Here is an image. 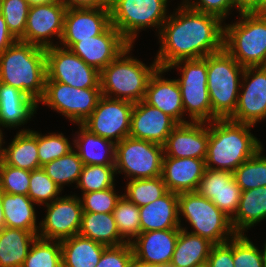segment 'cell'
<instances>
[{
    "mask_svg": "<svg viewBox=\"0 0 266 267\" xmlns=\"http://www.w3.org/2000/svg\"><path fill=\"white\" fill-rule=\"evenodd\" d=\"M213 14L197 12L183 2L162 25L155 60L168 68L181 60L204 58L223 49L224 24Z\"/></svg>",
    "mask_w": 266,
    "mask_h": 267,
    "instance_id": "6da1fadb",
    "label": "cell"
},
{
    "mask_svg": "<svg viewBox=\"0 0 266 267\" xmlns=\"http://www.w3.org/2000/svg\"><path fill=\"white\" fill-rule=\"evenodd\" d=\"M254 125L230 119H216L208 123L207 169L233 172L251 158L263 145L253 134Z\"/></svg>",
    "mask_w": 266,
    "mask_h": 267,
    "instance_id": "7a4b0ae2",
    "label": "cell"
},
{
    "mask_svg": "<svg viewBox=\"0 0 266 267\" xmlns=\"http://www.w3.org/2000/svg\"><path fill=\"white\" fill-rule=\"evenodd\" d=\"M45 48L17 40L0 54V82L38 102L45 89Z\"/></svg>",
    "mask_w": 266,
    "mask_h": 267,
    "instance_id": "3957f363",
    "label": "cell"
},
{
    "mask_svg": "<svg viewBox=\"0 0 266 267\" xmlns=\"http://www.w3.org/2000/svg\"><path fill=\"white\" fill-rule=\"evenodd\" d=\"M129 45L111 63L100 71L102 96L133 103L144 100L148 82L159 68L155 58L149 66L132 57Z\"/></svg>",
    "mask_w": 266,
    "mask_h": 267,
    "instance_id": "277c9868",
    "label": "cell"
},
{
    "mask_svg": "<svg viewBox=\"0 0 266 267\" xmlns=\"http://www.w3.org/2000/svg\"><path fill=\"white\" fill-rule=\"evenodd\" d=\"M244 69L224 48L207 56L212 121L228 119L235 112Z\"/></svg>",
    "mask_w": 266,
    "mask_h": 267,
    "instance_id": "5b68a950",
    "label": "cell"
},
{
    "mask_svg": "<svg viewBox=\"0 0 266 267\" xmlns=\"http://www.w3.org/2000/svg\"><path fill=\"white\" fill-rule=\"evenodd\" d=\"M224 25L223 48L244 68L266 66V16L239 13Z\"/></svg>",
    "mask_w": 266,
    "mask_h": 267,
    "instance_id": "8992f818",
    "label": "cell"
},
{
    "mask_svg": "<svg viewBox=\"0 0 266 267\" xmlns=\"http://www.w3.org/2000/svg\"><path fill=\"white\" fill-rule=\"evenodd\" d=\"M178 211L180 226V216H183L193 229L189 233L206 238L214 245L226 243L236 234L231 219L197 191L178 194Z\"/></svg>",
    "mask_w": 266,
    "mask_h": 267,
    "instance_id": "52a82bcc",
    "label": "cell"
},
{
    "mask_svg": "<svg viewBox=\"0 0 266 267\" xmlns=\"http://www.w3.org/2000/svg\"><path fill=\"white\" fill-rule=\"evenodd\" d=\"M168 2L169 0H112L111 24L133 45L139 31L147 27H154L160 33L169 16Z\"/></svg>",
    "mask_w": 266,
    "mask_h": 267,
    "instance_id": "ba28073f",
    "label": "cell"
},
{
    "mask_svg": "<svg viewBox=\"0 0 266 267\" xmlns=\"http://www.w3.org/2000/svg\"><path fill=\"white\" fill-rule=\"evenodd\" d=\"M179 69L176 79L180 90L185 115L190 122L212 121V107L207 87V56L199 59L181 60L166 68ZM187 112V113H186Z\"/></svg>",
    "mask_w": 266,
    "mask_h": 267,
    "instance_id": "9c48e42d",
    "label": "cell"
},
{
    "mask_svg": "<svg viewBox=\"0 0 266 267\" xmlns=\"http://www.w3.org/2000/svg\"><path fill=\"white\" fill-rule=\"evenodd\" d=\"M162 145L127 136L116 143V175L124 173L130 180L162 176Z\"/></svg>",
    "mask_w": 266,
    "mask_h": 267,
    "instance_id": "30bf717a",
    "label": "cell"
},
{
    "mask_svg": "<svg viewBox=\"0 0 266 267\" xmlns=\"http://www.w3.org/2000/svg\"><path fill=\"white\" fill-rule=\"evenodd\" d=\"M102 91L100 88H75L56 81H46L44 94L38 101L71 122L82 124L96 108Z\"/></svg>",
    "mask_w": 266,
    "mask_h": 267,
    "instance_id": "8fae6325",
    "label": "cell"
},
{
    "mask_svg": "<svg viewBox=\"0 0 266 267\" xmlns=\"http://www.w3.org/2000/svg\"><path fill=\"white\" fill-rule=\"evenodd\" d=\"M46 51V81L75 88H100V72L89 66L70 49L52 46Z\"/></svg>",
    "mask_w": 266,
    "mask_h": 267,
    "instance_id": "7c38bea8",
    "label": "cell"
},
{
    "mask_svg": "<svg viewBox=\"0 0 266 267\" xmlns=\"http://www.w3.org/2000/svg\"><path fill=\"white\" fill-rule=\"evenodd\" d=\"M133 107V102L102 96L82 125L93 134L119 143L129 136Z\"/></svg>",
    "mask_w": 266,
    "mask_h": 267,
    "instance_id": "4fadbf2b",
    "label": "cell"
},
{
    "mask_svg": "<svg viewBox=\"0 0 266 267\" xmlns=\"http://www.w3.org/2000/svg\"><path fill=\"white\" fill-rule=\"evenodd\" d=\"M44 206L47 211L39 222L38 237L62 241L79 234L83 209L77 195H64Z\"/></svg>",
    "mask_w": 266,
    "mask_h": 267,
    "instance_id": "5bb4252c",
    "label": "cell"
},
{
    "mask_svg": "<svg viewBox=\"0 0 266 267\" xmlns=\"http://www.w3.org/2000/svg\"><path fill=\"white\" fill-rule=\"evenodd\" d=\"M66 10L59 0L30 5L25 32L19 40L45 49L58 46L51 39L57 36L61 41Z\"/></svg>",
    "mask_w": 266,
    "mask_h": 267,
    "instance_id": "9a60e30c",
    "label": "cell"
},
{
    "mask_svg": "<svg viewBox=\"0 0 266 267\" xmlns=\"http://www.w3.org/2000/svg\"><path fill=\"white\" fill-rule=\"evenodd\" d=\"M235 112L228 118L254 125L266 119V66L246 67Z\"/></svg>",
    "mask_w": 266,
    "mask_h": 267,
    "instance_id": "2e32d148",
    "label": "cell"
},
{
    "mask_svg": "<svg viewBox=\"0 0 266 267\" xmlns=\"http://www.w3.org/2000/svg\"><path fill=\"white\" fill-rule=\"evenodd\" d=\"M110 25V8H67L59 46L70 49L76 42L102 34Z\"/></svg>",
    "mask_w": 266,
    "mask_h": 267,
    "instance_id": "e0dca14e",
    "label": "cell"
},
{
    "mask_svg": "<svg viewBox=\"0 0 266 267\" xmlns=\"http://www.w3.org/2000/svg\"><path fill=\"white\" fill-rule=\"evenodd\" d=\"M129 45L111 24L102 34L76 42L70 50L100 72Z\"/></svg>",
    "mask_w": 266,
    "mask_h": 267,
    "instance_id": "ac0fdd59",
    "label": "cell"
},
{
    "mask_svg": "<svg viewBox=\"0 0 266 267\" xmlns=\"http://www.w3.org/2000/svg\"><path fill=\"white\" fill-rule=\"evenodd\" d=\"M177 125L172 117L142 100L134 103L129 136L163 146Z\"/></svg>",
    "mask_w": 266,
    "mask_h": 267,
    "instance_id": "d6986e66",
    "label": "cell"
},
{
    "mask_svg": "<svg viewBox=\"0 0 266 267\" xmlns=\"http://www.w3.org/2000/svg\"><path fill=\"white\" fill-rule=\"evenodd\" d=\"M180 229L141 232L131 242L134 263L170 265Z\"/></svg>",
    "mask_w": 266,
    "mask_h": 267,
    "instance_id": "ffe728a7",
    "label": "cell"
},
{
    "mask_svg": "<svg viewBox=\"0 0 266 267\" xmlns=\"http://www.w3.org/2000/svg\"><path fill=\"white\" fill-rule=\"evenodd\" d=\"M208 123L178 124L163 145L164 157L206 159Z\"/></svg>",
    "mask_w": 266,
    "mask_h": 267,
    "instance_id": "44dd1931",
    "label": "cell"
},
{
    "mask_svg": "<svg viewBox=\"0 0 266 267\" xmlns=\"http://www.w3.org/2000/svg\"><path fill=\"white\" fill-rule=\"evenodd\" d=\"M164 68H158L151 76L144 101L172 117L178 124L188 123L182 103L181 90L176 79H165ZM185 119V120H184Z\"/></svg>",
    "mask_w": 266,
    "mask_h": 267,
    "instance_id": "7402d4cb",
    "label": "cell"
},
{
    "mask_svg": "<svg viewBox=\"0 0 266 267\" xmlns=\"http://www.w3.org/2000/svg\"><path fill=\"white\" fill-rule=\"evenodd\" d=\"M205 170L204 159L163 157V181L176 194L197 191Z\"/></svg>",
    "mask_w": 266,
    "mask_h": 267,
    "instance_id": "603a6c76",
    "label": "cell"
},
{
    "mask_svg": "<svg viewBox=\"0 0 266 267\" xmlns=\"http://www.w3.org/2000/svg\"><path fill=\"white\" fill-rule=\"evenodd\" d=\"M37 105L24 92L0 82V127H21L34 116Z\"/></svg>",
    "mask_w": 266,
    "mask_h": 267,
    "instance_id": "cb8c5ba5",
    "label": "cell"
},
{
    "mask_svg": "<svg viewBox=\"0 0 266 267\" xmlns=\"http://www.w3.org/2000/svg\"><path fill=\"white\" fill-rule=\"evenodd\" d=\"M141 232L180 229L178 194L167 191L162 197L139 207Z\"/></svg>",
    "mask_w": 266,
    "mask_h": 267,
    "instance_id": "d4e9b609",
    "label": "cell"
},
{
    "mask_svg": "<svg viewBox=\"0 0 266 267\" xmlns=\"http://www.w3.org/2000/svg\"><path fill=\"white\" fill-rule=\"evenodd\" d=\"M78 126L79 131L72 144L83 165H115L116 144L91 133L82 124Z\"/></svg>",
    "mask_w": 266,
    "mask_h": 267,
    "instance_id": "484cf974",
    "label": "cell"
},
{
    "mask_svg": "<svg viewBox=\"0 0 266 267\" xmlns=\"http://www.w3.org/2000/svg\"><path fill=\"white\" fill-rule=\"evenodd\" d=\"M214 244L180 226L170 267H205Z\"/></svg>",
    "mask_w": 266,
    "mask_h": 267,
    "instance_id": "4316f807",
    "label": "cell"
},
{
    "mask_svg": "<svg viewBox=\"0 0 266 267\" xmlns=\"http://www.w3.org/2000/svg\"><path fill=\"white\" fill-rule=\"evenodd\" d=\"M266 219V186L241 192L239 207L231 225L236 234H244Z\"/></svg>",
    "mask_w": 266,
    "mask_h": 267,
    "instance_id": "83f0119b",
    "label": "cell"
},
{
    "mask_svg": "<svg viewBox=\"0 0 266 267\" xmlns=\"http://www.w3.org/2000/svg\"><path fill=\"white\" fill-rule=\"evenodd\" d=\"M60 242L62 267H95L107 247L79 234Z\"/></svg>",
    "mask_w": 266,
    "mask_h": 267,
    "instance_id": "f1b7e54d",
    "label": "cell"
},
{
    "mask_svg": "<svg viewBox=\"0 0 266 267\" xmlns=\"http://www.w3.org/2000/svg\"><path fill=\"white\" fill-rule=\"evenodd\" d=\"M4 163L32 171L41 168L38 158L37 131L21 129L4 152Z\"/></svg>",
    "mask_w": 266,
    "mask_h": 267,
    "instance_id": "f546056e",
    "label": "cell"
},
{
    "mask_svg": "<svg viewBox=\"0 0 266 267\" xmlns=\"http://www.w3.org/2000/svg\"><path fill=\"white\" fill-rule=\"evenodd\" d=\"M35 204L29 196L2 192L5 227L38 233Z\"/></svg>",
    "mask_w": 266,
    "mask_h": 267,
    "instance_id": "4dcf8cb0",
    "label": "cell"
},
{
    "mask_svg": "<svg viewBox=\"0 0 266 267\" xmlns=\"http://www.w3.org/2000/svg\"><path fill=\"white\" fill-rule=\"evenodd\" d=\"M38 236L23 229L0 230V267H22L31 244Z\"/></svg>",
    "mask_w": 266,
    "mask_h": 267,
    "instance_id": "1f68e13d",
    "label": "cell"
},
{
    "mask_svg": "<svg viewBox=\"0 0 266 267\" xmlns=\"http://www.w3.org/2000/svg\"><path fill=\"white\" fill-rule=\"evenodd\" d=\"M79 235L106 246L127 243L120 235L112 213L83 212Z\"/></svg>",
    "mask_w": 266,
    "mask_h": 267,
    "instance_id": "d6a6232c",
    "label": "cell"
},
{
    "mask_svg": "<svg viewBox=\"0 0 266 267\" xmlns=\"http://www.w3.org/2000/svg\"><path fill=\"white\" fill-rule=\"evenodd\" d=\"M83 162L75 151L61 156L42 166L44 172L63 190L64 185L75 183L77 185L82 172Z\"/></svg>",
    "mask_w": 266,
    "mask_h": 267,
    "instance_id": "836d02e7",
    "label": "cell"
},
{
    "mask_svg": "<svg viewBox=\"0 0 266 267\" xmlns=\"http://www.w3.org/2000/svg\"><path fill=\"white\" fill-rule=\"evenodd\" d=\"M233 177L241 191L266 186V155H263V147L240 164L233 171Z\"/></svg>",
    "mask_w": 266,
    "mask_h": 267,
    "instance_id": "e575fe53",
    "label": "cell"
},
{
    "mask_svg": "<svg viewBox=\"0 0 266 267\" xmlns=\"http://www.w3.org/2000/svg\"><path fill=\"white\" fill-rule=\"evenodd\" d=\"M22 267H62L61 242L37 236Z\"/></svg>",
    "mask_w": 266,
    "mask_h": 267,
    "instance_id": "d590c367",
    "label": "cell"
},
{
    "mask_svg": "<svg viewBox=\"0 0 266 267\" xmlns=\"http://www.w3.org/2000/svg\"><path fill=\"white\" fill-rule=\"evenodd\" d=\"M128 181L125 193L122 195L138 207L148 205L168 191L162 176Z\"/></svg>",
    "mask_w": 266,
    "mask_h": 267,
    "instance_id": "8d00e7d4",
    "label": "cell"
},
{
    "mask_svg": "<svg viewBox=\"0 0 266 267\" xmlns=\"http://www.w3.org/2000/svg\"><path fill=\"white\" fill-rule=\"evenodd\" d=\"M115 165H83L76 188L82 194L115 186Z\"/></svg>",
    "mask_w": 266,
    "mask_h": 267,
    "instance_id": "74e56055",
    "label": "cell"
},
{
    "mask_svg": "<svg viewBox=\"0 0 266 267\" xmlns=\"http://www.w3.org/2000/svg\"><path fill=\"white\" fill-rule=\"evenodd\" d=\"M120 235L131 242L141 233L139 207L121 196L112 212Z\"/></svg>",
    "mask_w": 266,
    "mask_h": 267,
    "instance_id": "f35d334b",
    "label": "cell"
},
{
    "mask_svg": "<svg viewBox=\"0 0 266 267\" xmlns=\"http://www.w3.org/2000/svg\"><path fill=\"white\" fill-rule=\"evenodd\" d=\"M61 188L41 168L30 171L28 196L37 205L51 203L61 197Z\"/></svg>",
    "mask_w": 266,
    "mask_h": 267,
    "instance_id": "ab89813d",
    "label": "cell"
},
{
    "mask_svg": "<svg viewBox=\"0 0 266 267\" xmlns=\"http://www.w3.org/2000/svg\"><path fill=\"white\" fill-rule=\"evenodd\" d=\"M37 147L41 167L48 162L67 155L74 149L70 140L63 133L55 132L48 133V135H42V133L37 132Z\"/></svg>",
    "mask_w": 266,
    "mask_h": 267,
    "instance_id": "60d3db41",
    "label": "cell"
},
{
    "mask_svg": "<svg viewBox=\"0 0 266 267\" xmlns=\"http://www.w3.org/2000/svg\"><path fill=\"white\" fill-rule=\"evenodd\" d=\"M29 8L27 0H0V12L17 40L24 35Z\"/></svg>",
    "mask_w": 266,
    "mask_h": 267,
    "instance_id": "b9f144b4",
    "label": "cell"
},
{
    "mask_svg": "<svg viewBox=\"0 0 266 267\" xmlns=\"http://www.w3.org/2000/svg\"><path fill=\"white\" fill-rule=\"evenodd\" d=\"M234 267H264V247L259 250L246 234L233 236Z\"/></svg>",
    "mask_w": 266,
    "mask_h": 267,
    "instance_id": "7bdbcfd3",
    "label": "cell"
},
{
    "mask_svg": "<svg viewBox=\"0 0 266 267\" xmlns=\"http://www.w3.org/2000/svg\"><path fill=\"white\" fill-rule=\"evenodd\" d=\"M30 171L4 162L0 165V190L7 194L28 196Z\"/></svg>",
    "mask_w": 266,
    "mask_h": 267,
    "instance_id": "ee69618b",
    "label": "cell"
},
{
    "mask_svg": "<svg viewBox=\"0 0 266 267\" xmlns=\"http://www.w3.org/2000/svg\"><path fill=\"white\" fill-rule=\"evenodd\" d=\"M115 186L102 190L93 191L79 196L83 212L112 213L122 195L117 194Z\"/></svg>",
    "mask_w": 266,
    "mask_h": 267,
    "instance_id": "f6af8a7d",
    "label": "cell"
},
{
    "mask_svg": "<svg viewBox=\"0 0 266 267\" xmlns=\"http://www.w3.org/2000/svg\"><path fill=\"white\" fill-rule=\"evenodd\" d=\"M233 178V172L226 170L207 169L200 180L197 192L212 201L218 197L219 191Z\"/></svg>",
    "mask_w": 266,
    "mask_h": 267,
    "instance_id": "bcb514c9",
    "label": "cell"
},
{
    "mask_svg": "<svg viewBox=\"0 0 266 267\" xmlns=\"http://www.w3.org/2000/svg\"><path fill=\"white\" fill-rule=\"evenodd\" d=\"M134 263L130 242L119 246H107L95 267H130Z\"/></svg>",
    "mask_w": 266,
    "mask_h": 267,
    "instance_id": "7dc6e473",
    "label": "cell"
},
{
    "mask_svg": "<svg viewBox=\"0 0 266 267\" xmlns=\"http://www.w3.org/2000/svg\"><path fill=\"white\" fill-rule=\"evenodd\" d=\"M241 188L236 184L234 177L219 191L218 197H213L212 202L230 219L237 212L241 198Z\"/></svg>",
    "mask_w": 266,
    "mask_h": 267,
    "instance_id": "c3c4849f",
    "label": "cell"
},
{
    "mask_svg": "<svg viewBox=\"0 0 266 267\" xmlns=\"http://www.w3.org/2000/svg\"><path fill=\"white\" fill-rule=\"evenodd\" d=\"M183 3L192 10L218 16L222 21L235 8L233 0H183Z\"/></svg>",
    "mask_w": 266,
    "mask_h": 267,
    "instance_id": "681fc988",
    "label": "cell"
},
{
    "mask_svg": "<svg viewBox=\"0 0 266 267\" xmlns=\"http://www.w3.org/2000/svg\"><path fill=\"white\" fill-rule=\"evenodd\" d=\"M205 267H234L233 237L226 243L212 246Z\"/></svg>",
    "mask_w": 266,
    "mask_h": 267,
    "instance_id": "f907efd6",
    "label": "cell"
},
{
    "mask_svg": "<svg viewBox=\"0 0 266 267\" xmlns=\"http://www.w3.org/2000/svg\"><path fill=\"white\" fill-rule=\"evenodd\" d=\"M66 8H110L112 0H59Z\"/></svg>",
    "mask_w": 266,
    "mask_h": 267,
    "instance_id": "816d5d0a",
    "label": "cell"
},
{
    "mask_svg": "<svg viewBox=\"0 0 266 267\" xmlns=\"http://www.w3.org/2000/svg\"><path fill=\"white\" fill-rule=\"evenodd\" d=\"M17 39L8 30L7 24L0 12V54H2L9 46L14 44Z\"/></svg>",
    "mask_w": 266,
    "mask_h": 267,
    "instance_id": "f5cc1de1",
    "label": "cell"
},
{
    "mask_svg": "<svg viewBox=\"0 0 266 267\" xmlns=\"http://www.w3.org/2000/svg\"><path fill=\"white\" fill-rule=\"evenodd\" d=\"M234 6L239 13H253L260 9L262 0H233Z\"/></svg>",
    "mask_w": 266,
    "mask_h": 267,
    "instance_id": "db71d44e",
    "label": "cell"
},
{
    "mask_svg": "<svg viewBox=\"0 0 266 267\" xmlns=\"http://www.w3.org/2000/svg\"><path fill=\"white\" fill-rule=\"evenodd\" d=\"M3 136L2 128H0V165L4 162L5 147L2 145L5 144V141Z\"/></svg>",
    "mask_w": 266,
    "mask_h": 267,
    "instance_id": "11a10c76",
    "label": "cell"
},
{
    "mask_svg": "<svg viewBox=\"0 0 266 267\" xmlns=\"http://www.w3.org/2000/svg\"><path fill=\"white\" fill-rule=\"evenodd\" d=\"M4 227H5V218L2 207V191L0 190V230H2Z\"/></svg>",
    "mask_w": 266,
    "mask_h": 267,
    "instance_id": "9f6ffc18",
    "label": "cell"
},
{
    "mask_svg": "<svg viewBox=\"0 0 266 267\" xmlns=\"http://www.w3.org/2000/svg\"><path fill=\"white\" fill-rule=\"evenodd\" d=\"M256 13L266 16V0L261 1L260 9Z\"/></svg>",
    "mask_w": 266,
    "mask_h": 267,
    "instance_id": "6f0895ef",
    "label": "cell"
},
{
    "mask_svg": "<svg viewBox=\"0 0 266 267\" xmlns=\"http://www.w3.org/2000/svg\"><path fill=\"white\" fill-rule=\"evenodd\" d=\"M27 1L29 2L30 5H35V4H45L56 0H27Z\"/></svg>",
    "mask_w": 266,
    "mask_h": 267,
    "instance_id": "680465c9",
    "label": "cell"
},
{
    "mask_svg": "<svg viewBox=\"0 0 266 267\" xmlns=\"http://www.w3.org/2000/svg\"><path fill=\"white\" fill-rule=\"evenodd\" d=\"M138 267H170L169 265L167 266H161V265H149V264H142V263H135Z\"/></svg>",
    "mask_w": 266,
    "mask_h": 267,
    "instance_id": "91938a15",
    "label": "cell"
},
{
    "mask_svg": "<svg viewBox=\"0 0 266 267\" xmlns=\"http://www.w3.org/2000/svg\"><path fill=\"white\" fill-rule=\"evenodd\" d=\"M264 267H266V241L264 244Z\"/></svg>",
    "mask_w": 266,
    "mask_h": 267,
    "instance_id": "94428289",
    "label": "cell"
},
{
    "mask_svg": "<svg viewBox=\"0 0 266 267\" xmlns=\"http://www.w3.org/2000/svg\"><path fill=\"white\" fill-rule=\"evenodd\" d=\"M130 267H138L135 263H133Z\"/></svg>",
    "mask_w": 266,
    "mask_h": 267,
    "instance_id": "6125c7cd",
    "label": "cell"
}]
</instances>
